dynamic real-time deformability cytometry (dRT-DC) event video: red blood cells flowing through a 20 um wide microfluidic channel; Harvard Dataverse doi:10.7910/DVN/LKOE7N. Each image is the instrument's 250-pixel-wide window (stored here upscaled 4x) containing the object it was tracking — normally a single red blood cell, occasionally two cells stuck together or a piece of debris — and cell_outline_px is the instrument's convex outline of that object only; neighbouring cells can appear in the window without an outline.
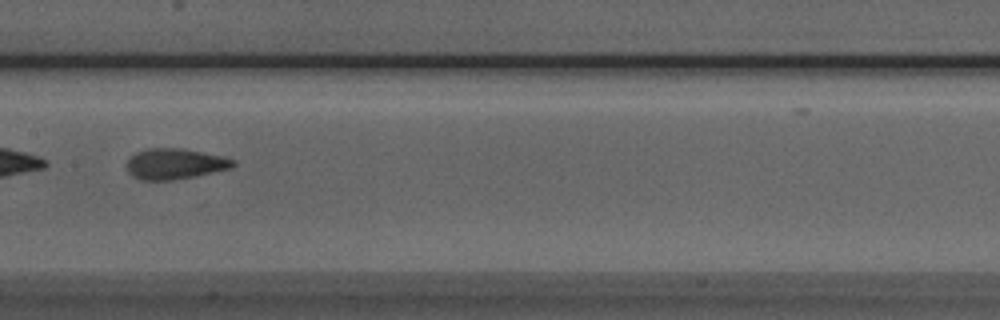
{"species": "Egyptian fruit bat (a non-hibernating species)", "species_latin": "Rousettus aegyptiacus", "temperature_condition": "room temperature", "stored_images_in_passage": 12, "camera_frame_rate_fps": 3000, "um_per_image_px": 0.085, "animal": {"sex": "male"}, "frame": {"image": 1, "passage_image": 10, "time_ms": 3.0, "image_size_px": [1000, 320], "cell_outline_px": [[236, 164], [232, 168], [196, 176], [172, 180], [140, 180], [132, 176], [128, 172], [128, 160], [136, 152], [148, 148], [184, 148], [224, 156], [236, 160]], "centroid_in_image_um": [14.91, 13.92], "position_along_channel_um": 192.5, "area_um2": 19.19}}